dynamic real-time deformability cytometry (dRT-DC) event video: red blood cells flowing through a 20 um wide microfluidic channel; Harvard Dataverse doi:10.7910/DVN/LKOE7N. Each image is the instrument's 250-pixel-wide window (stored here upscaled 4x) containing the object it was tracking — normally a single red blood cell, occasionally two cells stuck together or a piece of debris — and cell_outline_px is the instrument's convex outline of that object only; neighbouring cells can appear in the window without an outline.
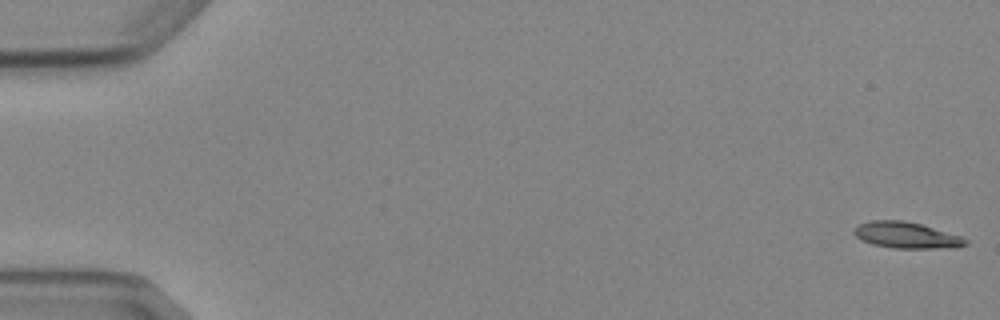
{"species": "Egyptian fruit bat (a non-hibernating species)", "species_latin": "Rousettus aegyptiacus", "temperature_condition": "cold", "stored_images_in_passage": 5, "camera_frame_rate_fps": 3000, "um_per_image_px": 0.085, "animal": {"sex": "female"}, "frame": {"image": 1, "passage_image": 1, "time_ms": 0.0, "image_size_px": [1000, 320], "cell_outline_px": [[968, 244], [956, 248], [896, 248], [872, 244], [860, 240], [852, 232], [860, 224], [872, 220], [904, 220], [920, 224], [960, 236], [968, 240]], "centroid_in_image_um": [77.05, 20.0], "position_along_channel_um": 8.0, "area_um2": 16.94}}
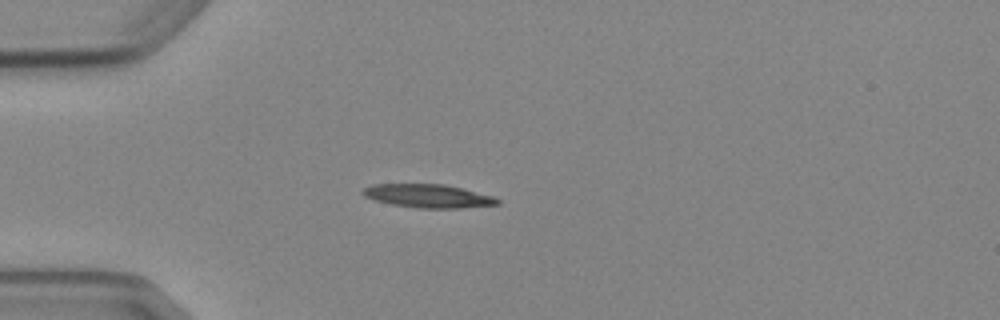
{"frame": {"image": 2, "passage_image": 5, "time_ms": 4.667, "image_size_px": [1000, 320], "cell_outline_px": [[500, 204], [460, 208], [420, 208], [392, 204], [376, 200], [364, 196], [360, 192], [364, 188], [372, 184], [444, 184], [492, 196], [500, 200]], "centroid_in_image_um": [36.37, 16.65], "position_along_channel_um": 48.6, "area_um2": 18.15}}